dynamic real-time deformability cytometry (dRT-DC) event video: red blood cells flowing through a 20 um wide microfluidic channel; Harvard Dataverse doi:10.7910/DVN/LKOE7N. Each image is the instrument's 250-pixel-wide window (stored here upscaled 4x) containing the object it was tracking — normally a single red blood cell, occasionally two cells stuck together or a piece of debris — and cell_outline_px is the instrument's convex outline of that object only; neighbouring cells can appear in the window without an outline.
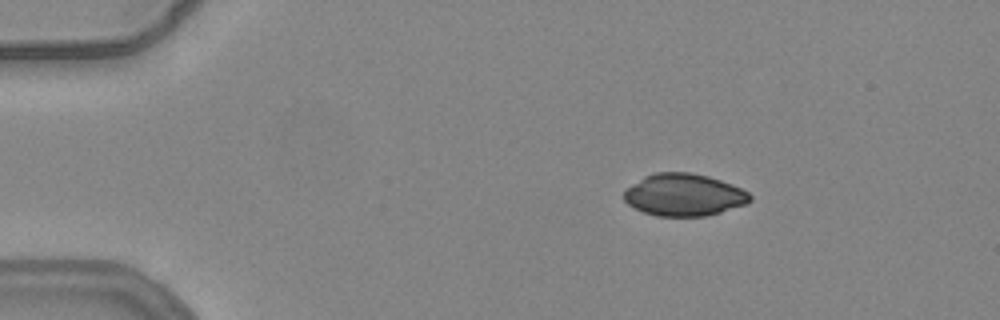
{"species": "common noctule bat (a hibernating species)", "species_latin": "Nyctalus noctula", "temperature_condition": "warm", "stored_images_in_passage": 5, "camera_frame_rate_fps": 3000, "um_per_image_px": 0.085, "animal": {"sex": "female", "body_mass_g": 24.6, "forearm_length_mm": 56.2}, "frame": {"image": 1, "passage_image": 1, "time_ms": 0.0, "image_size_px": [1000, 320], "cell_outline_px": [[752, 200], [748, 204], [720, 212], [704, 216], [656, 216], [644, 212], [628, 204], [624, 200], [624, 188], [644, 176], [656, 172], [688, 172], [708, 176], [732, 184], [748, 192], [752, 196]], "centroid_in_image_um": [58.13, 16.56], "position_along_channel_um": 26.9, "area_um2": 31.15}}